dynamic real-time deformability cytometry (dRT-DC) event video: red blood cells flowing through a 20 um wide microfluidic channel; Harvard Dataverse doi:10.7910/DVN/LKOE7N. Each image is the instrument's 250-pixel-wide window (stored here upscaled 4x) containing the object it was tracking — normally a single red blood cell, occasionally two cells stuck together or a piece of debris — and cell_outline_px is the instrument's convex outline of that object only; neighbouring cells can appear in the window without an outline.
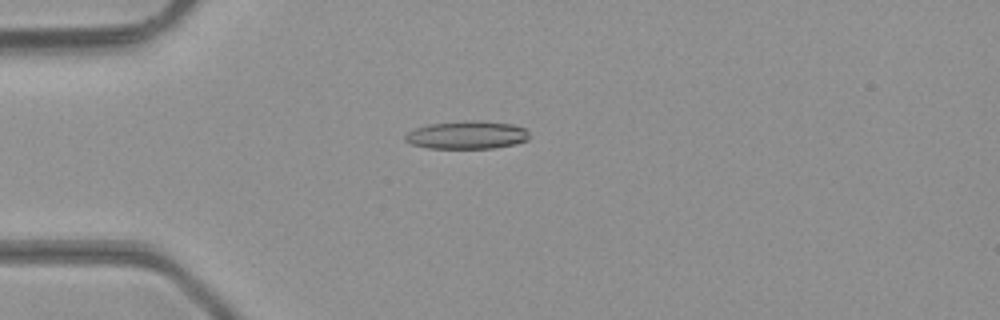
{"species": "common noctule bat (a hibernating species)", "species_latin": "Nyctalus noctula", "temperature_condition": "room temperature", "stored_images_in_passage": 42, "camera_frame_rate_fps": 3000, "um_per_image_px": 0.085, "animal": {"sex": "male", "body_mass_g": 23.1, "forearm_length_mm": 52.7}, "frame": {"image": 1, "passage_image": 7, "time_ms": 2.0, "image_size_px": [1000, 320], "cell_outline_px": [[528, 140], [516, 144], [492, 148], [428, 148], [412, 144], [404, 140], [404, 136], [408, 132], [416, 128], [428, 124], [464, 120], [480, 120], [512, 124], [524, 128], [528, 132]], "centroid_in_image_um": [39.69, 11.46], "position_along_channel_um": 45.3, "area_um2": 20.35}}
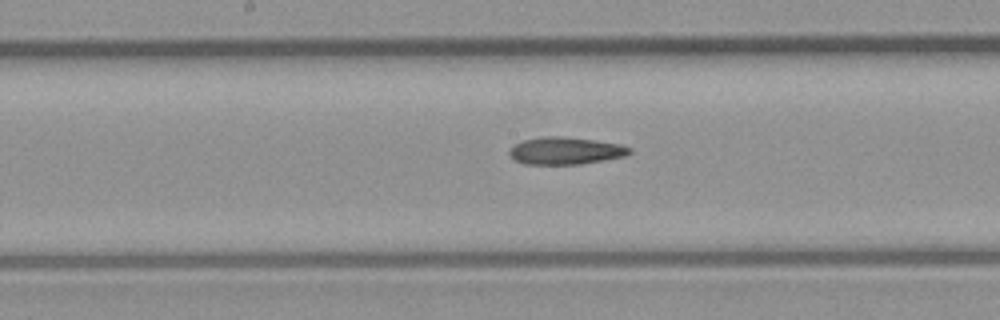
{"frame": {"image": 2, "passage_image": 19, "time_ms": 6.0, "image_size_px": [1000, 320], "cell_outline_px": [[632, 152], [624, 156], [604, 160], [580, 164], [524, 164], [516, 160], [508, 152], [516, 144], [524, 140], [544, 136], [564, 136], [620, 144], [632, 148]], "centroid_in_image_um": [48.09, 12.81], "position_along_channel_um": 200.1, "area_um2": 18.9}}
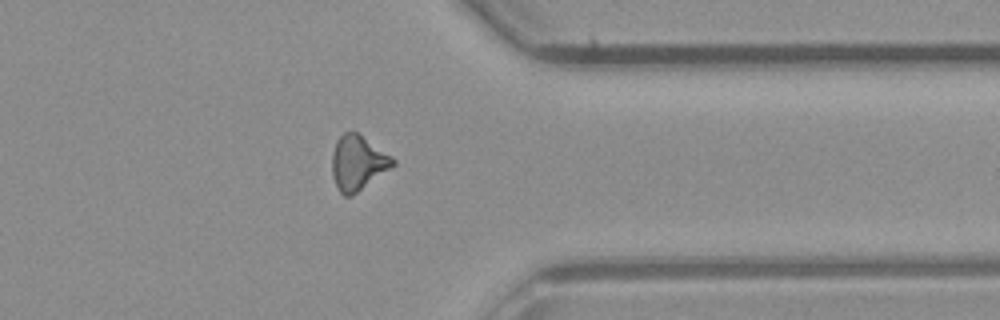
{"frame": {"image": 3, "passage_image": 32, "time_ms": 10.333, "image_size_px": [1000, 320], "cell_outline_px": [[396, 164], [392, 168], [352, 196], [344, 196], [340, 192], [332, 176], [332, 152], [336, 140], [344, 132], [356, 132], [392, 156], [396, 160]], "centroid_in_image_um": [30.42, 13.85], "position_along_channel_um": 381.0, "area_um2": 19.42}, "authors_computed_cell_mechanics": {"area_um2": 19.0162, "velocity_mm_per_s": 4.3636, "shape_relaxation_time_tau1_ms": null, "shape_relaxation_time_tau2_ms": 5.7421, "deformation_change_tau1": null, "deformation_change_tau2": 0.1902}}